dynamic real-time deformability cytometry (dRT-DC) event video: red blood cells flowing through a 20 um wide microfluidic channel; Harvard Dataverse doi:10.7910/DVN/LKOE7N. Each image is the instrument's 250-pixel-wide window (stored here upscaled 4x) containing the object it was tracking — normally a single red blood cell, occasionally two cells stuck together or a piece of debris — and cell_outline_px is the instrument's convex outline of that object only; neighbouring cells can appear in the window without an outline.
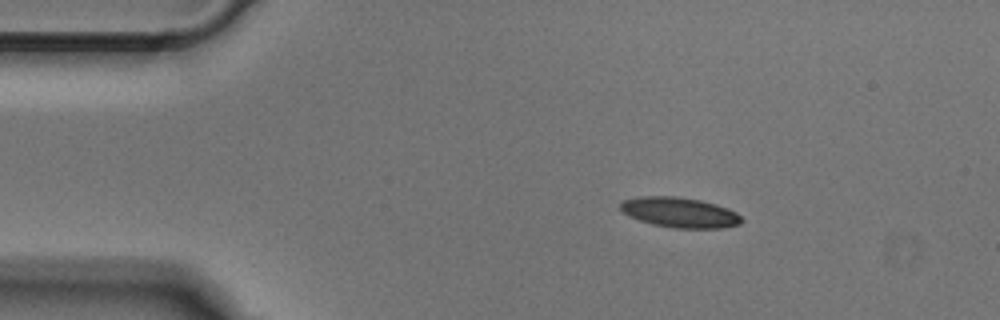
{"species": "Egyptian fruit bat (a non-hibernating species)", "species_latin": "Rousettus aegyptiacus", "temperature_condition": "cold", "stored_images_in_passage": 43, "camera_frame_rate_fps": 3000, "um_per_image_px": 0.085, "animal": {"sex": "male"}, "frame": {"image": 1, "passage_image": 1, "time_ms": 0.0, "image_size_px": [1000, 320], "cell_outline_px": [[744, 220], [740, 224], [724, 228], [672, 228], [652, 224], [628, 216], [620, 208], [620, 204], [624, 200], [640, 196], [676, 196], [700, 200], [716, 204], [728, 208], [736, 212]], "centroid_in_image_um": [57.8, 18.06], "position_along_channel_um": 27.2, "area_um2": 21.39}}
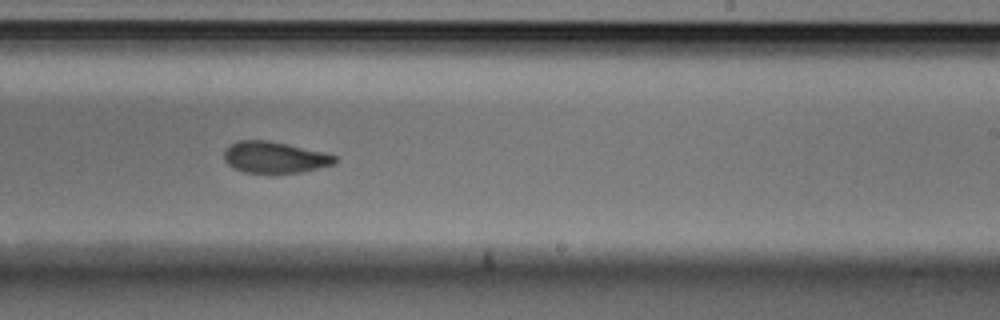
{"frame": {"image": 2, "passage_image": 23, "time_ms": 7.333, "image_size_px": [1000, 320], "cell_outline_px": [[336, 160], [332, 164], [300, 172], [244, 172], [232, 168], [224, 160], [224, 152], [228, 144], [240, 140], [268, 140], [288, 144], [324, 152], [336, 156]], "centroid_in_image_um": [23.28, 13.35], "position_along_channel_um": 265.7, "area_um2": 20.06}}
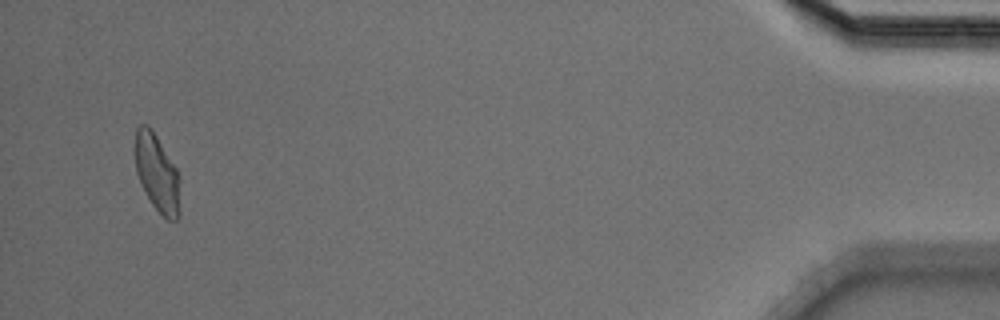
{"frame": {"image": 3, "passage_image": 41, "time_ms": 13.333, "image_size_px": [1000, 320], "cell_outline_px": [[180, 216], [176, 220], [168, 220], [152, 204], [140, 184], [136, 172], [132, 148], [136, 128], [140, 124], [148, 124], [152, 128], [176, 168], [180, 176]], "centroid_in_image_um": [13.32, 14.66], "position_along_channel_um": 421.9, "area_um2": 21.04}}